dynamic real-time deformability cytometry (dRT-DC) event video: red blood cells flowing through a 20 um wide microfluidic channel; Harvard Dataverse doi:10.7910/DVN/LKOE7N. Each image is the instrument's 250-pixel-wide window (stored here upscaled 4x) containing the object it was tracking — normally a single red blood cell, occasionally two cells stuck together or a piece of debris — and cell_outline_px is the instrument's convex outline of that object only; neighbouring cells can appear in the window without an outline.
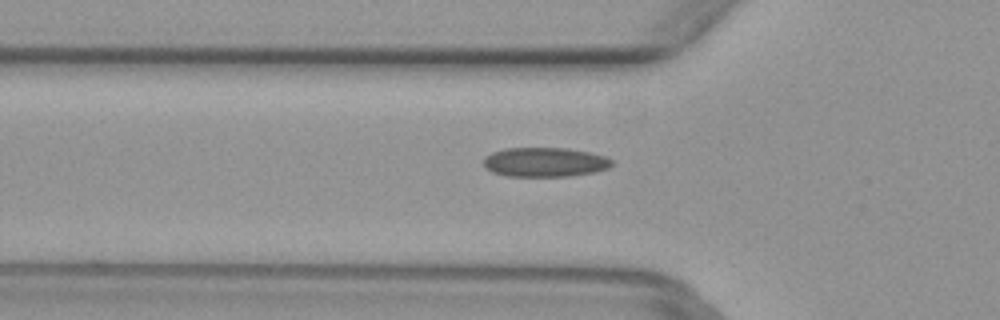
{"species": "common noctule bat (a hibernating species)", "species_latin": "Nyctalus noctula", "temperature_condition": "warm", "stored_images_in_passage": 42, "camera_frame_rate_fps": 3000, "um_per_image_px": 0.085, "animal": {"sex": "female", "body_mass_g": 29.2, "forearm_length_mm": 56.3}, "frame": {"image": 1, "passage_image": 9, "time_ms": 2.667, "image_size_px": [1000, 320], "cell_outline_px": [[612, 164], [608, 168], [596, 172], [568, 176], [508, 176], [492, 172], [484, 164], [484, 156], [492, 152], [508, 148], [568, 148], [588, 152], [604, 156], [612, 160]], "centroid_in_image_um": [46.32, 13.78], "position_along_channel_um": 79.5, "area_um2": 21.85}}
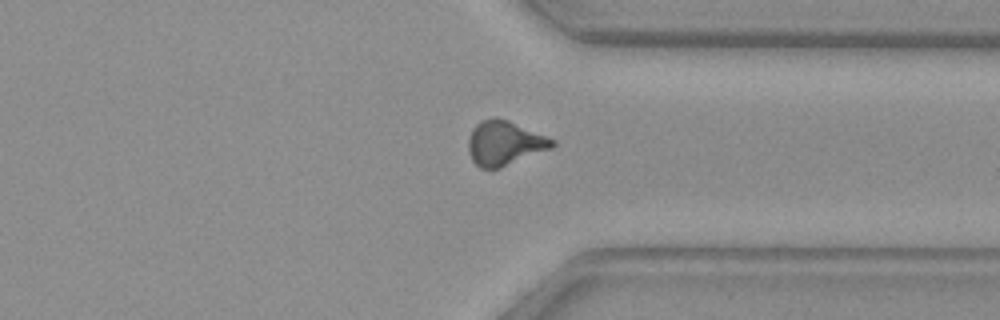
{"frame": {"image": 2, "passage_image": 30, "time_ms": 9.667, "image_size_px": [1000, 320], "cell_outline_px": [[556, 144], [552, 148], [500, 168], [480, 168], [472, 160], [468, 152], [468, 136], [472, 128], [480, 120], [492, 116], [508, 120], [556, 140]], "centroid_in_image_um": [42.86, 12.15], "position_along_channel_um": 368.5, "area_um2": 21.91}}
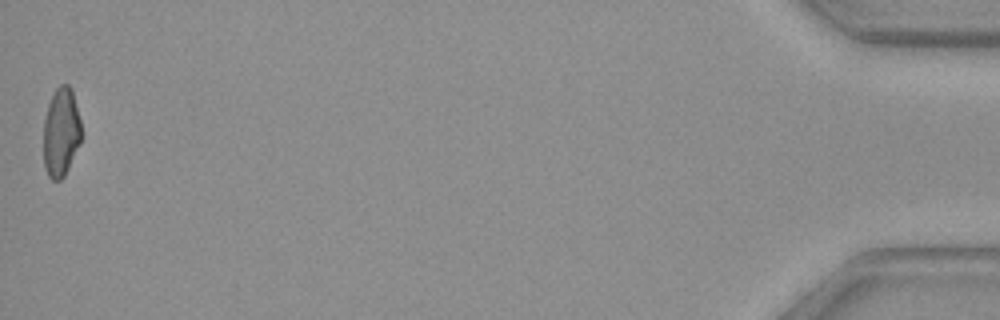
{"frame": {"image": 3, "passage_image": 42, "time_ms": 13.667, "image_size_px": [1000, 320], "cell_outline_px": [[80, 144], [64, 176], [60, 180], [52, 180], [48, 176], [44, 168], [44, 120], [48, 104], [56, 88], [60, 84], [68, 84], [72, 88], [80, 120]], "centroid_in_image_um": [5.18, 11.24], "position_along_channel_um": 430.0, "area_um2": 19.54}}